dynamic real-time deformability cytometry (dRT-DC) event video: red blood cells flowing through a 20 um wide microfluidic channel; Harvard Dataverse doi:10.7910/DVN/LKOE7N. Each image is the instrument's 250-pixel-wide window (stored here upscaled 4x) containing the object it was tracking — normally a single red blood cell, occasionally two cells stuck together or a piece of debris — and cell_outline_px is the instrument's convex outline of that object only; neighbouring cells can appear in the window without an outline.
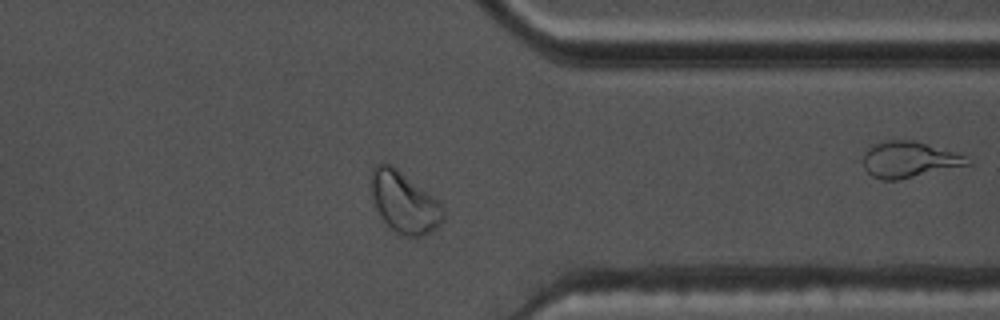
{"species": "common noctule bat (a hibernating species)", "species_latin": "Nyctalus noctula", "temperature_condition": "warm", "stored_images_in_passage": 46, "camera_frame_rate_fps": 3000, "um_per_image_px": 0.085, "animal": {"sex": "male", "body_mass_g": 17.5, "forearm_length_mm": 52.3}, "frame": {"image": 1, "passage_image": 33, "time_ms": 10.667, "image_size_px": [1000, 320], "cell_outline_px": [[444, 220], [436, 228], [424, 236], [404, 236], [396, 232], [380, 216], [372, 200], [372, 168], [380, 160], [384, 160], [392, 164], [440, 200], [444, 204]], "centroid_in_image_um": [34.39, 17.16], "position_along_channel_um": 377.0, "area_um2": 26.18}, "authors_computed_cell_mechanics": {"area_um2": 20.4612, "velocity_mm_per_s": 3.6985, "shape_relaxation_time_tau1_ms": 4.0347, "shape_relaxation_time_tau2_ms": 1.7689, "deformation_change_tau1": 0.0923, "deformation_change_tau2": 0.0596}}